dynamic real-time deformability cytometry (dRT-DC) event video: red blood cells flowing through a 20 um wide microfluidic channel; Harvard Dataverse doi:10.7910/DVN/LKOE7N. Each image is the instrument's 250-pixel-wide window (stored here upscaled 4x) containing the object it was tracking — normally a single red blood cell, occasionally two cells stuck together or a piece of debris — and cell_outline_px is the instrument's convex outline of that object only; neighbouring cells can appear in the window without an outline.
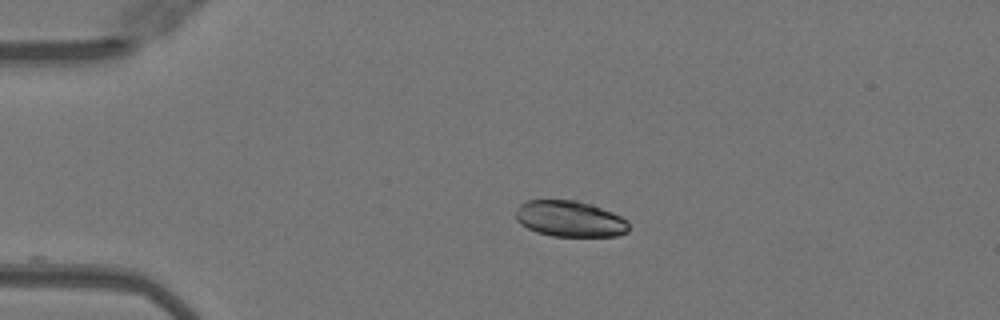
{"species": "Egyptian fruit bat (a non-hibernating species)", "species_latin": "Rousettus aegyptiacus", "temperature_condition": "warm", "stored_images_in_passage": 40, "camera_frame_rate_fps": 3000, "um_per_image_px": 0.085, "animal": {"sex": "female"}, "frame": {"image": 1, "passage_image": 1, "time_ms": 0.0, "image_size_px": [1000, 320], "cell_outline_px": [[628, 232], [616, 236], [552, 236], [536, 232], [520, 224], [516, 220], [516, 212], [520, 204], [528, 200], [576, 200], [592, 204], [612, 212], [628, 220]], "centroid_in_image_um": [48.44, 18.6], "position_along_channel_um": 36.6, "area_um2": 23.81}}
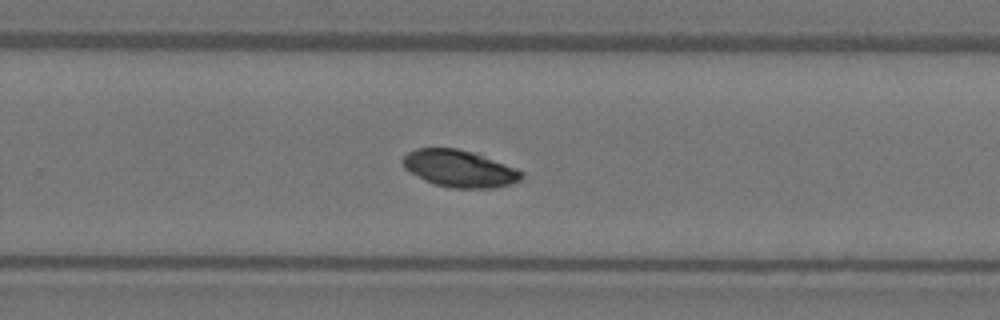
{"frame": {"image": 2, "passage_image": 23, "time_ms": 7.333, "image_size_px": [1000, 320], "cell_outline_px": [[524, 176], [520, 180], [508, 184], [492, 188], [448, 188], [424, 180], [404, 168], [400, 160], [408, 152], [416, 148], [456, 148], [472, 152], [516, 168], [524, 172]], "centroid_in_image_um": [39.02, 14.33], "position_along_channel_um": 290.8, "area_um2": 25.49}}
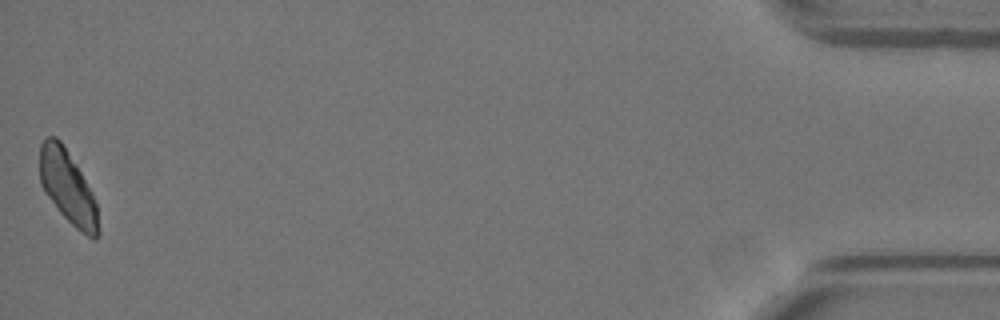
{"frame": {"image": 3, "passage_image": 40, "time_ms": 13.0, "image_size_px": [1000, 320], "cell_outline_px": [[100, 236], [96, 240], [88, 236], [76, 228], [60, 212], [44, 192], [40, 184], [40, 144], [48, 136], [56, 136], [60, 140], [80, 172], [92, 192], [96, 204], [100, 232]], "centroid_in_image_um": [5.76, 15.93], "position_along_channel_um": 429.4, "area_um2": 24.68}}